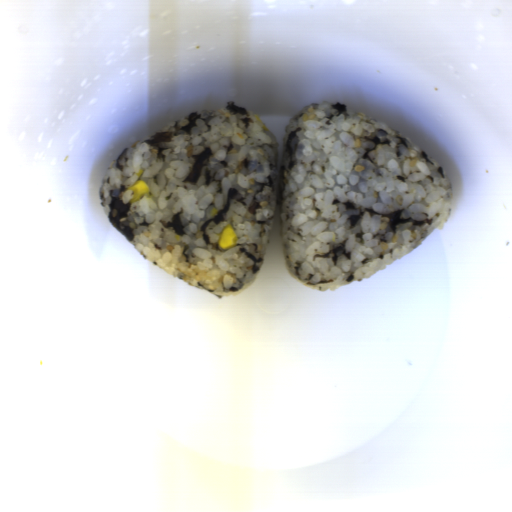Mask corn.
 Here are the masks:
<instances>
[{
  "instance_id": "51d56268",
  "label": "corn",
  "mask_w": 512,
  "mask_h": 512,
  "mask_svg": "<svg viewBox=\"0 0 512 512\" xmlns=\"http://www.w3.org/2000/svg\"><path fill=\"white\" fill-rule=\"evenodd\" d=\"M237 243V234L234 231L233 227L230 225H227L223 228L219 238H218V245L220 249H228L236 245Z\"/></svg>"
},
{
  "instance_id": "f1292c28",
  "label": "corn",
  "mask_w": 512,
  "mask_h": 512,
  "mask_svg": "<svg viewBox=\"0 0 512 512\" xmlns=\"http://www.w3.org/2000/svg\"><path fill=\"white\" fill-rule=\"evenodd\" d=\"M150 187L144 180H137L136 183L129 188V191H132L131 203L141 199L143 196L147 194Z\"/></svg>"
}]
</instances>
